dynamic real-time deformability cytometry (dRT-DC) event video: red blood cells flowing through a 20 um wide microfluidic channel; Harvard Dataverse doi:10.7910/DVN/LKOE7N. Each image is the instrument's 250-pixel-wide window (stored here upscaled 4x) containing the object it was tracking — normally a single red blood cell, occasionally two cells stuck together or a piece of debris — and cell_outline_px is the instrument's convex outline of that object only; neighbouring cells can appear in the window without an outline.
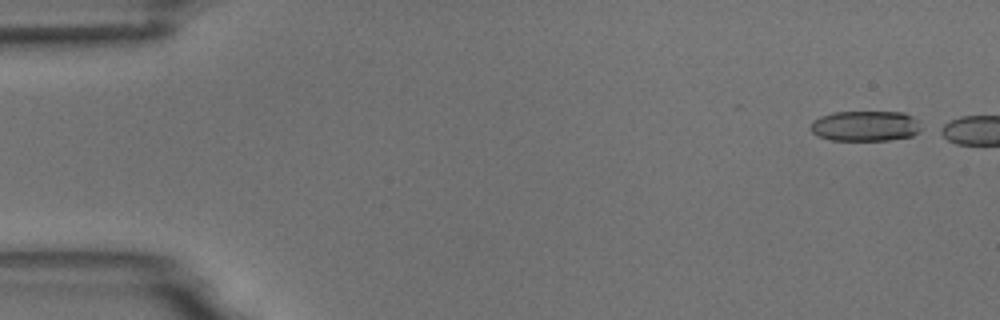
{"species": "common noctule bat (a hibernating species)", "species_latin": "Nyctalus noctula", "temperature_condition": "room temperature", "stored_images_in_passage": 2, "camera_frame_rate_fps": 3000, "um_per_image_px": 0.085, "animal": {"sex": "male", "body_mass_g": 18.8}, "frame": {"image": 1, "passage_image": 1, "time_ms": 0.0, "image_size_px": [1000, 320], "cell_outline_px": [[924, 128], [912, 136], [888, 140], [832, 140], [816, 136], [812, 132], [812, 120], [820, 116], [832, 112], [904, 112], [912, 116]], "centroid_in_image_um": [73.56, 10.7], "position_along_channel_um": 11.4, "area_um2": 19.71}}